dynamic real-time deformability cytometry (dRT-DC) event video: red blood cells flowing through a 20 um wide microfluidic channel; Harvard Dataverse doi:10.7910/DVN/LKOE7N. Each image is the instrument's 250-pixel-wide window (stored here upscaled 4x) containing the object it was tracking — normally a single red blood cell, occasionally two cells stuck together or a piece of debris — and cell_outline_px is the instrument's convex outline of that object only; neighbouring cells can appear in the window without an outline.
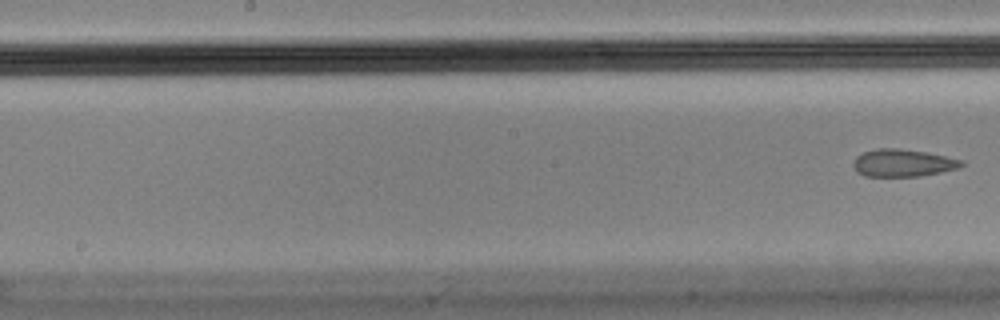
{"species": "Egyptian fruit bat (a non-hibernating species)", "species_latin": "Rousettus aegyptiacus", "temperature_condition": "cold", "stored_images_in_passage": 10, "segment_of_instrument_passage": [2, 2], "camera_frame_rate_fps": 3000, "um_per_image_px": 0.085, "animal": {"sex": "male"}, "frame": {"image": 1, "passage_image": 10, "time_ms": 3.0, "image_size_px": [1000, 320], "cell_outline_px": [[964, 164], [960, 168], [920, 176], [864, 176], [856, 172], [852, 164], [856, 156], [864, 152], [876, 148], [896, 148], [928, 152], [964, 160]], "centroid_in_image_um": [76.75, 13.84], "position_along_channel_um": 171.5, "area_um2": 17.46}}